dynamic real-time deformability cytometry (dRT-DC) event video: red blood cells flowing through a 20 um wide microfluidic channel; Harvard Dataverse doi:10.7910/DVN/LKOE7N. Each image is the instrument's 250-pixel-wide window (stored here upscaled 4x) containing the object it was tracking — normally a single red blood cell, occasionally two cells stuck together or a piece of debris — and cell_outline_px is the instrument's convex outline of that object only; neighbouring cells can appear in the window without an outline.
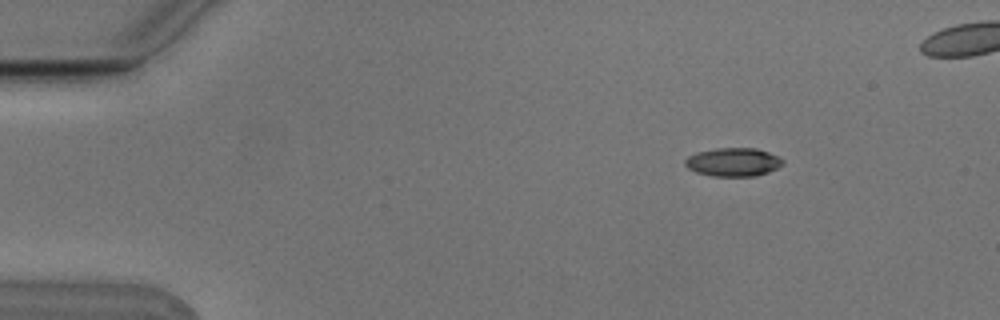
{"species": "Egyptian fruit bat (a non-hibernating species)", "species_latin": "Rousettus aegyptiacus", "temperature_condition": "cold", "stored_images_in_passage": 6, "camera_frame_rate_fps": 3000, "um_per_image_px": 0.085, "animal": {"sex": "male"}, "frame": {"image": 1, "passage_image": 1, "time_ms": 0.0, "image_size_px": [1000, 320], "cell_outline_px": [[784, 164], [768, 172], [756, 176], [712, 176], [696, 172], [688, 168], [684, 164], [684, 160], [688, 156], [696, 152], [716, 148], [756, 148], [768, 152], [784, 160]], "centroid_in_image_um": [62.3, 13.77], "position_along_channel_um": 22.7, "area_um2": 16.24}}
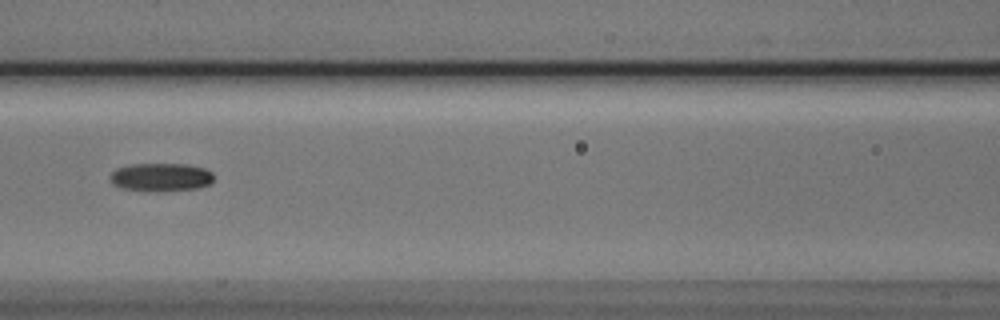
{"frame": {"image": 2, "passage_image": 6, "time_ms": 1.667, "image_size_px": [1000, 320], "cell_outline_px": [[212, 180], [208, 184], [196, 188], [164, 192], [124, 188], [112, 184], [108, 176], [116, 168], [128, 164], [188, 164], [204, 168], [212, 172]], "centroid_in_image_um": [13.64, 15.05], "position_along_channel_um": 153.0, "area_um2": 17.11}}